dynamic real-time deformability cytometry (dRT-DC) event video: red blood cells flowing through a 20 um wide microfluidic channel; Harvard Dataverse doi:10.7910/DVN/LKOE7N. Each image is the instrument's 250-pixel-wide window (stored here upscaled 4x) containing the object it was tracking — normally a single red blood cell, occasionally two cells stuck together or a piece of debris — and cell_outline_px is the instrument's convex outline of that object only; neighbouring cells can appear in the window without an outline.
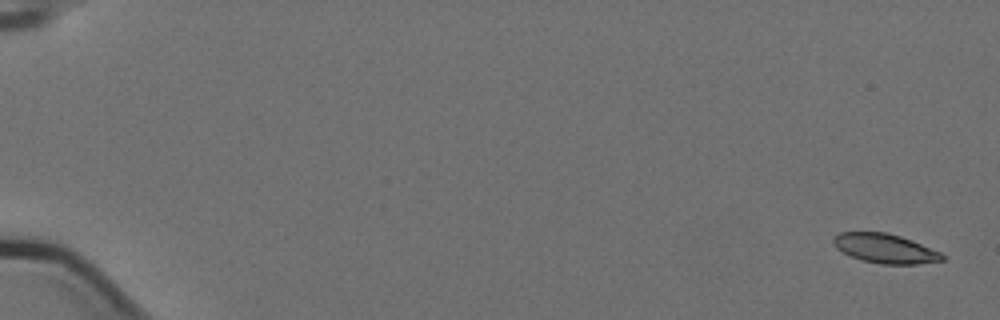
{"species": "Egyptian fruit bat (a non-hibernating species)", "species_latin": "Rousettus aegyptiacus", "temperature_condition": "cold", "stored_images_in_passage": 5, "camera_frame_rate_fps": 3000, "um_per_image_px": 0.085, "animal": {"sex": "female"}, "frame": {"image": 1, "passage_image": 1, "time_ms": 0.0, "image_size_px": [1000, 320], "cell_outline_px": [[944, 260], [916, 264], [880, 264], [860, 260], [836, 248], [832, 244], [832, 240], [840, 232], [888, 232], [912, 240], [940, 252], [944, 256]], "centroid_in_image_um": [75.22, 21.12], "position_along_channel_um": 9.8, "area_um2": 18.55}}
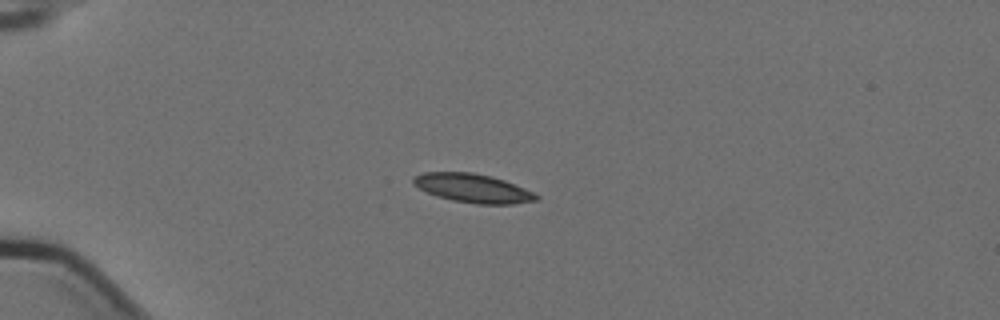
{"frame": {"image": 2, "passage_image": 4, "time_ms": 1.0, "image_size_px": [1000, 320], "cell_outline_px": [[540, 196], [536, 200], [512, 204], [476, 204], [452, 200], [436, 196], [412, 184], [412, 176], [424, 172], [472, 172], [492, 176], [504, 180], [536, 192]], "centroid_in_image_um": [40.2, 15.99], "position_along_channel_um": 44.8, "area_um2": 20.75}}